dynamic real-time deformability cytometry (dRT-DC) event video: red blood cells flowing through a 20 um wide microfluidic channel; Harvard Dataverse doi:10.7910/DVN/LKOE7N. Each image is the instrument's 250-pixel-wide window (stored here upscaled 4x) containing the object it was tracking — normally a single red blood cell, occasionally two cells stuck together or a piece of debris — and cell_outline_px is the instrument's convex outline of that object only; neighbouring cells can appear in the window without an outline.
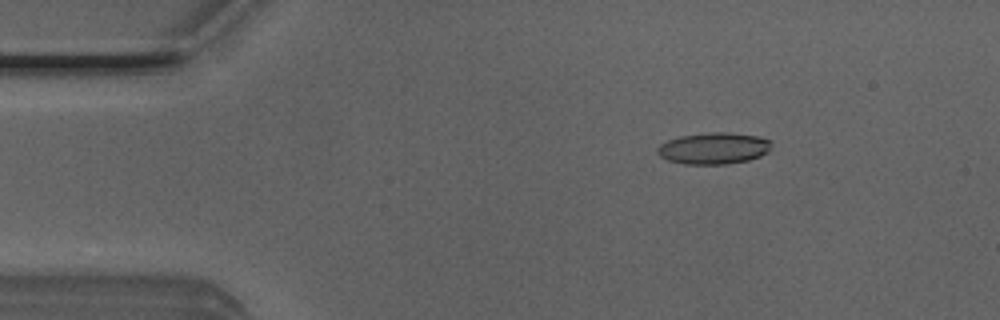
{"species": "Egyptian fruit bat (a non-hibernating species)", "species_latin": "Rousettus aegyptiacus", "temperature_condition": "room temperature", "stored_images_in_passage": 51, "camera_frame_rate_fps": 3000, "um_per_image_px": 0.085, "animal": {"sex": "male"}, "frame": {"image": 1, "passage_image": 8, "time_ms": 2.333, "image_size_px": [1000, 320], "cell_outline_px": [[772, 144], [768, 152], [760, 156], [748, 160], [728, 164], [684, 164], [668, 160], [660, 156], [656, 152], [656, 148], [660, 144], [668, 140], [680, 136], [712, 132], [724, 132], [760, 136], [772, 140]], "centroid_in_image_um": [60.68, 12.6], "position_along_channel_um": 24.3, "area_um2": 21.1}}
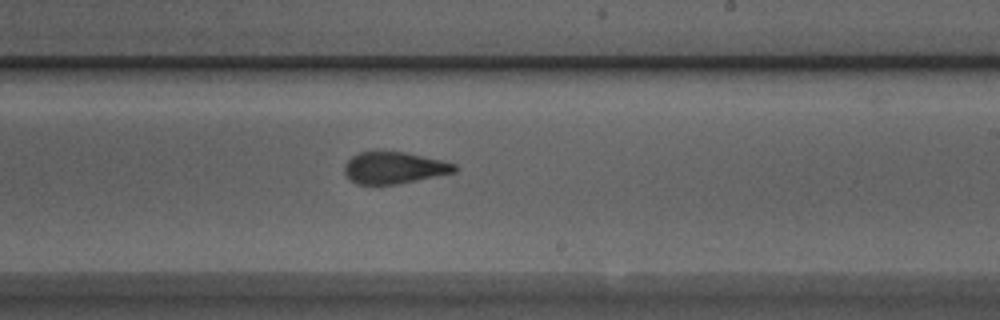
{"frame": {"image": 2, "passage_image": 30, "time_ms": 9.667, "image_size_px": [1000, 320], "cell_outline_px": [[460, 168], [456, 172], [396, 184], [356, 184], [344, 172], [344, 164], [352, 156], [360, 152], [404, 152], [440, 160], [456, 164]], "centroid_in_image_um": [33.51, 14.26], "position_along_channel_um": 255.5, "area_um2": 20.11}}
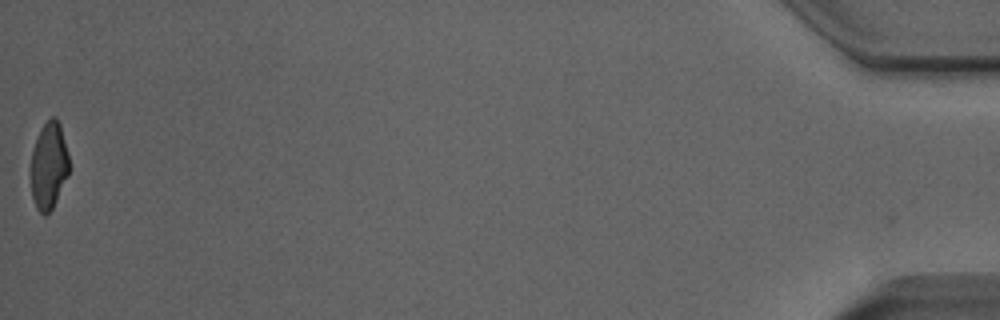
{"frame": {"image": 3, "passage_image": 51, "time_ms": 16.667, "image_size_px": [1000, 320], "cell_outline_px": [[68, 176], [52, 208], [44, 216], [36, 208], [32, 196], [32, 152], [40, 128], [52, 116], [56, 116], [60, 124], [68, 152]], "centroid_in_image_um": [4.16, 14.06], "position_along_channel_um": 431.0, "area_um2": 19.07}, "authors_computed_cell_mechanics": {"area_um2": 20.9814, "velocity_mm_per_s": 4.0322, "shape_relaxation_time_tau1_ms": 5.585, "shape_relaxation_time_tau2_ms": 1.589, "deformation_change_tau1": 0.1626, "deformation_change_tau2": 0.1015}}